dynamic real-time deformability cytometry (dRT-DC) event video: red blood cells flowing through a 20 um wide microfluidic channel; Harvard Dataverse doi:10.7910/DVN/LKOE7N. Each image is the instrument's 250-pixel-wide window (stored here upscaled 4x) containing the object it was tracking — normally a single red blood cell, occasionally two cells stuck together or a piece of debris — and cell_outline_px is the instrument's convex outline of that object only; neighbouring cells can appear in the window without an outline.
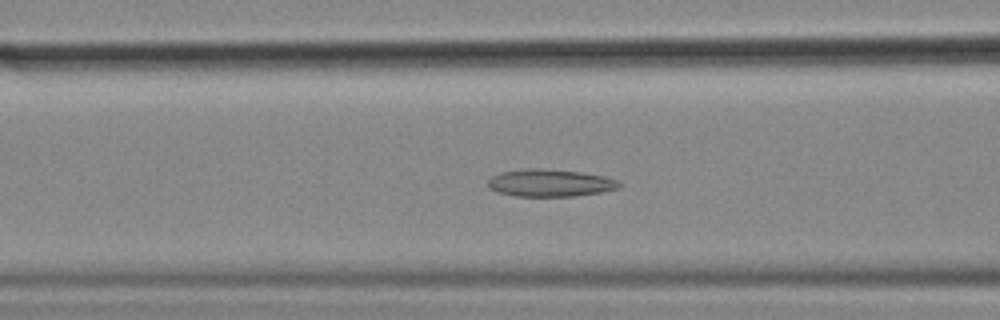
{"species": "common noctule bat (a hibernating species)", "species_latin": "Nyctalus noctula", "temperature_condition": "cold", "stored_images_in_passage": 57, "camera_frame_rate_fps": 3000, "um_per_image_px": 0.085, "animal": {"sex": "female", "body_mass_g": 18.4}, "frame": {"image": 1, "passage_image": 22, "time_ms": 7.0, "image_size_px": [1000, 320], "cell_outline_px": [[620, 188], [600, 192], [576, 196], [516, 196], [496, 192], [488, 188], [488, 180], [492, 176], [500, 172], [528, 168], [544, 168], [580, 172], [604, 176], [616, 180], [620, 184]], "centroid_in_image_um": [46.72, 15.55], "position_along_channel_um": 119.9, "area_um2": 20.98}}
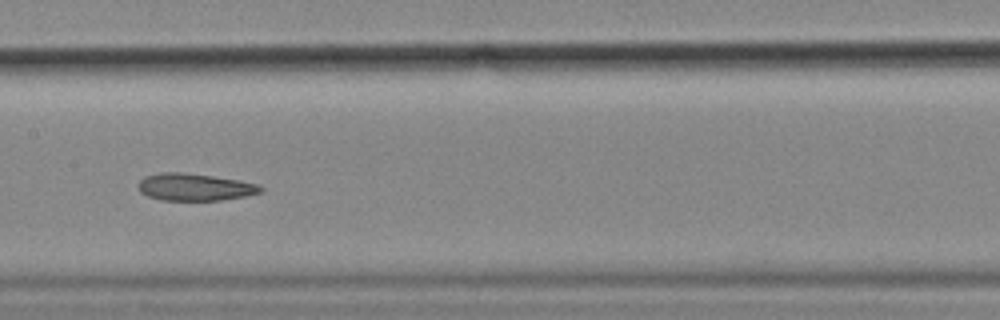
{"frame": {"image": 2, "passage_image": 28, "time_ms": 9.0, "image_size_px": [1000, 320], "cell_outline_px": [[264, 188], [260, 192], [244, 196], [220, 200], [160, 200], [148, 196], [140, 192], [136, 184], [144, 176], [160, 172], [184, 172], [240, 180], [260, 184]], "centroid_in_image_um": [16.52, 15.89], "position_along_channel_um": 190.9, "area_um2": 19.54}}
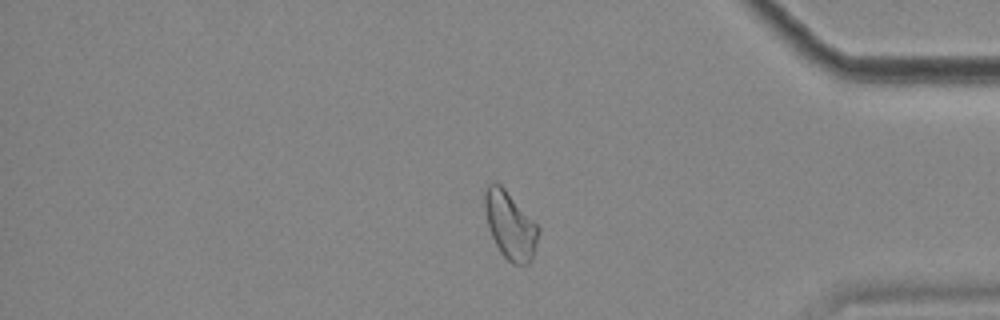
{"frame": {"image": 3, "passage_image": 47, "time_ms": 15.333, "image_size_px": [1000, 320], "cell_outline_px": [[540, 232], [532, 260], [528, 264], [512, 264], [500, 252], [492, 236], [488, 224], [484, 208], [484, 192], [488, 184], [496, 180], [504, 188], [540, 228]], "centroid_in_image_um": [43.36, 19.15], "position_along_channel_um": 391.8, "area_um2": 20.98}, "authors_computed_cell_mechanics": {"area_um2": 21.7328, "velocity_mm_per_s": 3.5519, "shape_relaxation_time_tau1_ms": null, "shape_relaxation_time_tau2_ms": 8.2099, "deformation_change_tau1": null, "deformation_change_tau2": 0.1763}}